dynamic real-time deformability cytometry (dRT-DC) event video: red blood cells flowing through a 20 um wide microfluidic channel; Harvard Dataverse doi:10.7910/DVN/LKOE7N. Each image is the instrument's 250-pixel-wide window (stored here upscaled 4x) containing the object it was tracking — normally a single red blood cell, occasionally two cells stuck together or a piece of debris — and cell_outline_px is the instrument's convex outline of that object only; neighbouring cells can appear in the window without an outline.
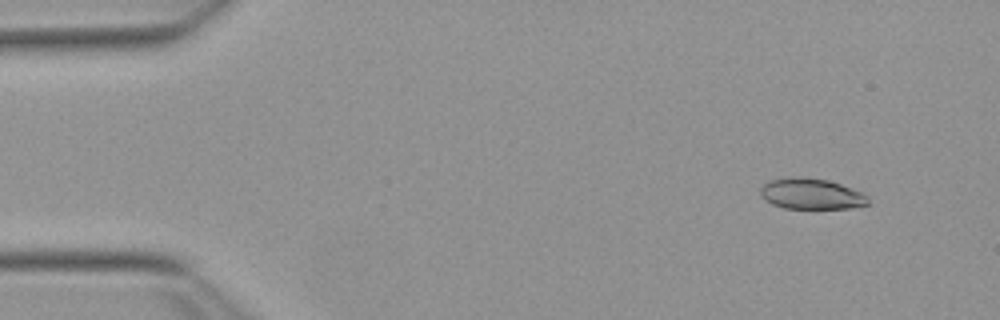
{"species": "Egyptian fruit bat (a non-hibernating species)", "species_latin": "Rousettus aegyptiacus", "temperature_condition": "warm", "stored_images_in_passage": 16, "camera_frame_rate_fps": 3000, "um_per_image_px": 0.085, "animal": {"sex": "female"}, "frame": {"image": 1, "passage_image": 5, "time_ms": 1.333, "image_size_px": [1000, 320], "cell_outline_px": [[868, 204], [848, 208], [784, 208], [772, 204], [764, 200], [760, 196], [760, 188], [768, 180], [788, 176], [804, 176], [828, 180], [864, 192], [868, 196]], "centroid_in_image_um": [68.92, 16.45], "position_along_channel_um": 16.1, "area_um2": 19.65}}